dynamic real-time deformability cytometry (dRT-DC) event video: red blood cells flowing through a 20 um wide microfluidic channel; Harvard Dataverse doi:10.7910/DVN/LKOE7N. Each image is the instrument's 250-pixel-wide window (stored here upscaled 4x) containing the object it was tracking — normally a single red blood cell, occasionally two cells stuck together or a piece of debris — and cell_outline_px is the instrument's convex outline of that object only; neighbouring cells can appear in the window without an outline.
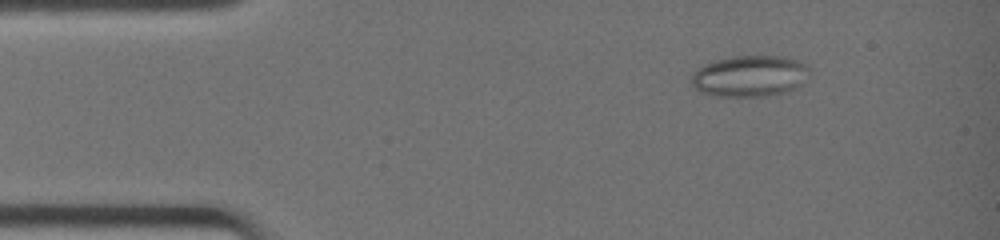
{"species": "common noctule bat (a hibernating species)", "species_latin": "Nyctalus noctula", "temperature_condition": "warm", "stored_images_in_passage": 12, "camera_frame_rate_fps": 3000, "um_per_image_px": 0.085, "animal": {"sex": "female", "body_mass_g": 19.0, "forearm_length_mm": 51.5}, "frame": {"image": 1, "passage_image": 6, "time_ms": 1.667, "image_size_px": [1000, 240], "cell_outline_px": [[808, 68], [800, 84], [796, 88], [784, 92], [764, 96], [720, 96], [704, 92], [696, 88], [692, 84], [692, 76], [700, 68], [716, 60], [732, 56], [784, 56], [800, 60]], "centroid_in_image_um": [63.75, 6.45], "position_along_channel_um": 21.3, "area_um2": 27.63}}